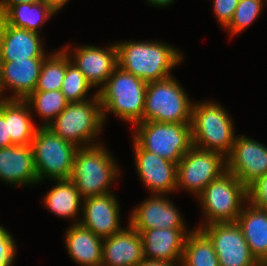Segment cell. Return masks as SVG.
I'll use <instances>...</instances> for the list:
<instances>
[{"mask_svg": "<svg viewBox=\"0 0 267 266\" xmlns=\"http://www.w3.org/2000/svg\"><path fill=\"white\" fill-rule=\"evenodd\" d=\"M117 48L118 66L140 79L151 82L166 79L175 66L183 61L179 48L163 41H119ZM174 67V68H173Z\"/></svg>", "mask_w": 267, "mask_h": 266, "instance_id": "1", "label": "cell"}, {"mask_svg": "<svg viewBox=\"0 0 267 266\" xmlns=\"http://www.w3.org/2000/svg\"><path fill=\"white\" fill-rule=\"evenodd\" d=\"M146 88V81L117 66L105 84L97 90L104 122L107 114H114L132 127L143 121Z\"/></svg>", "mask_w": 267, "mask_h": 266, "instance_id": "2", "label": "cell"}, {"mask_svg": "<svg viewBox=\"0 0 267 266\" xmlns=\"http://www.w3.org/2000/svg\"><path fill=\"white\" fill-rule=\"evenodd\" d=\"M106 148L99 143L78 148L75 154L70 179L83 199L113 193L111 186L120 177L121 170Z\"/></svg>", "mask_w": 267, "mask_h": 266, "instance_id": "3", "label": "cell"}, {"mask_svg": "<svg viewBox=\"0 0 267 266\" xmlns=\"http://www.w3.org/2000/svg\"><path fill=\"white\" fill-rule=\"evenodd\" d=\"M227 110L214 101L193 102L192 144L216 151L227 157L233 147L236 132Z\"/></svg>", "mask_w": 267, "mask_h": 266, "instance_id": "4", "label": "cell"}, {"mask_svg": "<svg viewBox=\"0 0 267 266\" xmlns=\"http://www.w3.org/2000/svg\"><path fill=\"white\" fill-rule=\"evenodd\" d=\"M105 123L97 94L85 101L69 103L47 127L63 140L81 148L101 143L96 139Z\"/></svg>", "mask_w": 267, "mask_h": 266, "instance_id": "5", "label": "cell"}, {"mask_svg": "<svg viewBox=\"0 0 267 266\" xmlns=\"http://www.w3.org/2000/svg\"><path fill=\"white\" fill-rule=\"evenodd\" d=\"M204 215L199 229L211 223L236 222L248 202V189L230 172L210 182L197 196Z\"/></svg>", "mask_w": 267, "mask_h": 266, "instance_id": "6", "label": "cell"}, {"mask_svg": "<svg viewBox=\"0 0 267 266\" xmlns=\"http://www.w3.org/2000/svg\"><path fill=\"white\" fill-rule=\"evenodd\" d=\"M192 108L193 101L173 75L147 82L143 121L191 123Z\"/></svg>", "mask_w": 267, "mask_h": 266, "instance_id": "7", "label": "cell"}, {"mask_svg": "<svg viewBox=\"0 0 267 266\" xmlns=\"http://www.w3.org/2000/svg\"><path fill=\"white\" fill-rule=\"evenodd\" d=\"M132 130L143 149L176 164L193 145L191 123L141 121Z\"/></svg>", "mask_w": 267, "mask_h": 266, "instance_id": "8", "label": "cell"}, {"mask_svg": "<svg viewBox=\"0 0 267 266\" xmlns=\"http://www.w3.org/2000/svg\"><path fill=\"white\" fill-rule=\"evenodd\" d=\"M38 182L70 179L78 147L63 140L48 127L39 126L32 140Z\"/></svg>", "mask_w": 267, "mask_h": 266, "instance_id": "9", "label": "cell"}, {"mask_svg": "<svg viewBox=\"0 0 267 266\" xmlns=\"http://www.w3.org/2000/svg\"><path fill=\"white\" fill-rule=\"evenodd\" d=\"M226 171L224 155L192 145L177 164V192L184 189L197 197L210 182Z\"/></svg>", "mask_w": 267, "mask_h": 266, "instance_id": "10", "label": "cell"}, {"mask_svg": "<svg viewBox=\"0 0 267 266\" xmlns=\"http://www.w3.org/2000/svg\"><path fill=\"white\" fill-rule=\"evenodd\" d=\"M199 229L212 242L220 266H262L252 255L236 222L211 223Z\"/></svg>", "mask_w": 267, "mask_h": 266, "instance_id": "11", "label": "cell"}, {"mask_svg": "<svg viewBox=\"0 0 267 266\" xmlns=\"http://www.w3.org/2000/svg\"><path fill=\"white\" fill-rule=\"evenodd\" d=\"M226 162L227 171L248 189L267 173V145L245 135H236Z\"/></svg>", "mask_w": 267, "mask_h": 266, "instance_id": "12", "label": "cell"}, {"mask_svg": "<svg viewBox=\"0 0 267 266\" xmlns=\"http://www.w3.org/2000/svg\"><path fill=\"white\" fill-rule=\"evenodd\" d=\"M166 196V197H165ZM166 194H151L137 205L128 223L139 233L150 229H188L182 212Z\"/></svg>", "mask_w": 267, "mask_h": 266, "instance_id": "13", "label": "cell"}, {"mask_svg": "<svg viewBox=\"0 0 267 266\" xmlns=\"http://www.w3.org/2000/svg\"><path fill=\"white\" fill-rule=\"evenodd\" d=\"M62 49L69 56L71 62L80 69L86 80L94 88L97 89L98 87V90L118 66L115 43L103 48L94 45H83L75 46L74 49L67 44Z\"/></svg>", "mask_w": 267, "mask_h": 266, "instance_id": "14", "label": "cell"}, {"mask_svg": "<svg viewBox=\"0 0 267 266\" xmlns=\"http://www.w3.org/2000/svg\"><path fill=\"white\" fill-rule=\"evenodd\" d=\"M137 174L151 194L177 192V164L143 149L133 138Z\"/></svg>", "mask_w": 267, "mask_h": 266, "instance_id": "15", "label": "cell"}, {"mask_svg": "<svg viewBox=\"0 0 267 266\" xmlns=\"http://www.w3.org/2000/svg\"><path fill=\"white\" fill-rule=\"evenodd\" d=\"M80 224L104 239L121 231L120 203L114 193L83 199Z\"/></svg>", "mask_w": 267, "mask_h": 266, "instance_id": "16", "label": "cell"}, {"mask_svg": "<svg viewBox=\"0 0 267 266\" xmlns=\"http://www.w3.org/2000/svg\"><path fill=\"white\" fill-rule=\"evenodd\" d=\"M41 34L7 25L0 18V61L46 58Z\"/></svg>", "mask_w": 267, "mask_h": 266, "instance_id": "17", "label": "cell"}, {"mask_svg": "<svg viewBox=\"0 0 267 266\" xmlns=\"http://www.w3.org/2000/svg\"><path fill=\"white\" fill-rule=\"evenodd\" d=\"M0 180L15 187L39 184L31 145L0 148Z\"/></svg>", "mask_w": 267, "mask_h": 266, "instance_id": "18", "label": "cell"}, {"mask_svg": "<svg viewBox=\"0 0 267 266\" xmlns=\"http://www.w3.org/2000/svg\"><path fill=\"white\" fill-rule=\"evenodd\" d=\"M44 59L0 61L3 92L5 94L10 89L12 93L10 96L7 95V99L25 100L34 92Z\"/></svg>", "mask_w": 267, "mask_h": 266, "instance_id": "19", "label": "cell"}, {"mask_svg": "<svg viewBox=\"0 0 267 266\" xmlns=\"http://www.w3.org/2000/svg\"><path fill=\"white\" fill-rule=\"evenodd\" d=\"M143 259L141 234L129 223L121 231L103 239L101 266H137Z\"/></svg>", "mask_w": 267, "mask_h": 266, "instance_id": "20", "label": "cell"}, {"mask_svg": "<svg viewBox=\"0 0 267 266\" xmlns=\"http://www.w3.org/2000/svg\"><path fill=\"white\" fill-rule=\"evenodd\" d=\"M187 229H150L141 232L143 257L168 262L182 261Z\"/></svg>", "mask_w": 267, "mask_h": 266, "instance_id": "21", "label": "cell"}, {"mask_svg": "<svg viewBox=\"0 0 267 266\" xmlns=\"http://www.w3.org/2000/svg\"><path fill=\"white\" fill-rule=\"evenodd\" d=\"M66 230L64 243L70 259L80 266H101L103 239L80 223Z\"/></svg>", "mask_w": 267, "mask_h": 266, "instance_id": "22", "label": "cell"}, {"mask_svg": "<svg viewBox=\"0 0 267 266\" xmlns=\"http://www.w3.org/2000/svg\"><path fill=\"white\" fill-rule=\"evenodd\" d=\"M236 223L240 226L252 255L262 266H267V209L255 207L248 201Z\"/></svg>", "mask_w": 267, "mask_h": 266, "instance_id": "23", "label": "cell"}, {"mask_svg": "<svg viewBox=\"0 0 267 266\" xmlns=\"http://www.w3.org/2000/svg\"><path fill=\"white\" fill-rule=\"evenodd\" d=\"M55 182L43 197V204L51 213L63 219H71L72 224L80 222L79 215L83 206V198L71 179L51 180ZM78 218V219H77Z\"/></svg>", "mask_w": 267, "mask_h": 266, "instance_id": "24", "label": "cell"}, {"mask_svg": "<svg viewBox=\"0 0 267 266\" xmlns=\"http://www.w3.org/2000/svg\"><path fill=\"white\" fill-rule=\"evenodd\" d=\"M28 103L20 99H5V120L8 134L14 145H31L38 125Z\"/></svg>", "mask_w": 267, "mask_h": 266, "instance_id": "25", "label": "cell"}, {"mask_svg": "<svg viewBox=\"0 0 267 266\" xmlns=\"http://www.w3.org/2000/svg\"><path fill=\"white\" fill-rule=\"evenodd\" d=\"M56 14L57 12L45 2L19 3L11 5L0 18L7 25L41 34V26Z\"/></svg>", "mask_w": 267, "mask_h": 266, "instance_id": "26", "label": "cell"}, {"mask_svg": "<svg viewBox=\"0 0 267 266\" xmlns=\"http://www.w3.org/2000/svg\"><path fill=\"white\" fill-rule=\"evenodd\" d=\"M183 266H220L209 238L197 228L186 236L182 256Z\"/></svg>", "mask_w": 267, "mask_h": 266, "instance_id": "27", "label": "cell"}, {"mask_svg": "<svg viewBox=\"0 0 267 266\" xmlns=\"http://www.w3.org/2000/svg\"><path fill=\"white\" fill-rule=\"evenodd\" d=\"M25 101L31 112L42 118V127H47L70 103L61 90L34 91Z\"/></svg>", "mask_w": 267, "mask_h": 266, "instance_id": "28", "label": "cell"}, {"mask_svg": "<svg viewBox=\"0 0 267 266\" xmlns=\"http://www.w3.org/2000/svg\"><path fill=\"white\" fill-rule=\"evenodd\" d=\"M67 67V54L60 48L43 61L34 91L61 90Z\"/></svg>", "mask_w": 267, "mask_h": 266, "instance_id": "29", "label": "cell"}, {"mask_svg": "<svg viewBox=\"0 0 267 266\" xmlns=\"http://www.w3.org/2000/svg\"><path fill=\"white\" fill-rule=\"evenodd\" d=\"M91 89H93V86L86 80L80 69L71 62L67 55L66 73L61 87L65 98L70 103L94 98L97 95V90L93 93V96L90 95L88 98V93Z\"/></svg>", "mask_w": 267, "mask_h": 266, "instance_id": "30", "label": "cell"}, {"mask_svg": "<svg viewBox=\"0 0 267 266\" xmlns=\"http://www.w3.org/2000/svg\"><path fill=\"white\" fill-rule=\"evenodd\" d=\"M266 0H239L229 24L224 28L231 36L243 33L261 14Z\"/></svg>", "mask_w": 267, "mask_h": 266, "instance_id": "31", "label": "cell"}, {"mask_svg": "<svg viewBox=\"0 0 267 266\" xmlns=\"http://www.w3.org/2000/svg\"><path fill=\"white\" fill-rule=\"evenodd\" d=\"M16 251L14 237L6 228L0 225V266H13Z\"/></svg>", "mask_w": 267, "mask_h": 266, "instance_id": "32", "label": "cell"}, {"mask_svg": "<svg viewBox=\"0 0 267 266\" xmlns=\"http://www.w3.org/2000/svg\"><path fill=\"white\" fill-rule=\"evenodd\" d=\"M213 12L221 28H225L231 21L239 0H212Z\"/></svg>", "mask_w": 267, "mask_h": 266, "instance_id": "33", "label": "cell"}, {"mask_svg": "<svg viewBox=\"0 0 267 266\" xmlns=\"http://www.w3.org/2000/svg\"><path fill=\"white\" fill-rule=\"evenodd\" d=\"M248 201L255 207L267 209V173L248 188Z\"/></svg>", "mask_w": 267, "mask_h": 266, "instance_id": "34", "label": "cell"}, {"mask_svg": "<svg viewBox=\"0 0 267 266\" xmlns=\"http://www.w3.org/2000/svg\"><path fill=\"white\" fill-rule=\"evenodd\" d=\"M5 120V100L0 101V148L13 146Z\"/></svg>", "mask_w": 267, "mask_h": 266, "instance_id": "35", "label": "cell"}, {"mask_svg": "<svg viewBox=\"0 0 267 266\" xmlns=\"http://www.w3.org/2000/svg\"><path fill=\"white\" fill-rule=\"evenodd\" d=\"M137 266H183L182 261H156L150 259H143Z\"/></svg>", "mask_w": 267, "mask_h": 266, "instance_id": "36", "label": "cell"}, {"mask_svg": "<svg viewBox=\"0 0 267 266\" xmlns=\"http://www.w3.org/2000/svg\"><path fill=\"white\" fill-rule=\"evenodd\" d=\"M44 0H0V16L11 6L19 3H38Z\"/></svg>", "mask_w": 267, "mask_h": 266, "instance_id": "37", "label": "cell"}, {"mask_svg": "<svg viewBox=\"0 0 267 266\" xmlns=\"http://www.w3.org/2000/svg\"><path fill=\"white\" fill-rule=\"evenodd\" d=\"M70 0H44V2L51 6L57 13L62 10V8L69 2Z\"/></svg>", "mask_w": 267, "mask_h": 266, "instance_id": "38", "label": "cell"}, {"mask_svg": "<svg viewBox=\"0 0 267 266\" xmlns=\"http://www.w3.org/2000/svg\"><path fill=\"white\" fill-rule=\"evenodd\" d=\"M147 3L150 5L157 7V8H163V7H168L170 4L174 3V0H146Z\"/></svg>", "mask_w": 267, "mask_h": 266, "instance_id": "39", "label": "cell"}, {"mask_svg": "<svg viewBox=\"0 0 267 266\" xmlns=\"http://www.w3.org/2000/svg\"><path fill=\"white\" fill-rule=\"evenodd\" d=\"M7 99L6 94L4 95L2 84H1V75H0V101Z\"/></svg>", "mask_w": 267, "mask_h": 266, "instance_id": "40", "label": "cell"}]
</instances>
